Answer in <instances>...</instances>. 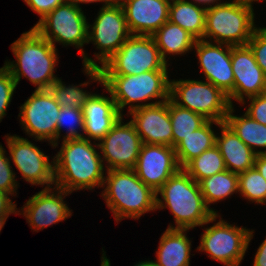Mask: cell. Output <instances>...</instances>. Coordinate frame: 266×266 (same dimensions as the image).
<instances>
[{
    "instance_id": "1",
    "label": "cell",
    "mask_w": 266,
    "mask_h": 266,
    "mask_svg": "<svg viewBox=\"0 0 266 266\" xmlns=\"http://www.w3.org/2000/svg\"><path fill=\"white\" fill-rule=\"evenodd\" d=\"M61 143L60 150L52 158L55 186L70 193L102 188L106 168L98 142L81 138L68 139Z\"/></svg>"
},
{
    "instance_id": "2",
    "label": "cell",
    "mask_w": 266,
    "mask_h": 266,
    "mask_svg": "<svg viewBox=\"0 0 266 266\" xmlns=\"http://www.w3.org/2000/svg\"><path fill=\"white\" fill-rule=\"evenodd\" d=\"M10 50L16 59L6 60L3 66L10 72L17 86L23 77L35 85V90H46L59 79L54 74L59 62L58 49L33 28L22 33L11 44Z\"/></svg>"
},
{
    "instance_id": "3",
    "label": "cell",
    "mask_w": 266,
    "mask_h": 266,
    "mask_svg": "<svg viewBox=\"0 0 266 266\" xmlns=\"http://www.w3.org/2000/svg\"><path fill=\"white\" fill-rule=\"evenodd\" d=\"M168 208L175 226L169 224L167 229L191 230L215 215L206 205L199 183L184 169L171 176L156 192V210Z\"/></svg>"
},
{
    "instance_id": "4",
    "label": "cell",
    "mask_w": 266,
    "mask_h": 266,
    "mask_svg": "<svg viewBox=\"0 0 266 266\" xmlns=\"http://www.w3.org/2000/svg\"><path fill=\"white\" fill-rule=\"evenodd\" d=\"M101 197L116 223L138 220L156 210V192L138 178L133 169L106 170Z\"/></svg>"
},
{
    "instance_id": "5",
    "label": "cell",
    "mask_w": 266,
    "mask_h": 266,
    "mask_svg": "<svg viewBox=\"0 0 266 266\" xmlns=\"http://www.w3.org/2000/svg\"><path fill=\"white\" fill-rule=\"evenodd\" d=\"M168 74L169 71H149L138 75H102V86L110 92L117 109L124 116L127 106L129 113L139 107L167 101L170 98Z\"/></svg>"
},
{
    "instance_id": "6",
    "label": "cell",
    "mask_w": 266,
    "mask_h": 266,
    "mask_svg": "<svg viewBox=\"0 0 266 266\" xmlns=\"http://www.w3.org/2000/svg\"><path fill=\"white\" fill-rule=\"evenodd\" d=\"M254 8L247 0H226L206 9L203 40L231 46H244L252 37Z\"/></svg>"
},
{
    "instance_id": "7",
    "label": "cell",
    "mask_w": 266,
    "mask_h": 266,
    "mask_svg": "<svg viewBox=\"0 0 266 266\" xmlns=\"http://www.w3.org/2000/svg\"><path fill=\"white\" fill-rule=\"evenodd\" d=\"M87 17L82 8L65 2L46 14L32 27L40 36L48 40L55 48L74 46L81 53L83 66L95 67V59L85 53L83 46L88 44Z\"/></svg>"
},
{
    "instance_id": "8",
    "label": "cell",
    "mask_w": 266,
    "mask_h": 266,
    "mask_svg": "<svg viewBox=\"0 0 266 266\" xmlns=\"http://www.w3.org/2000/svg\"><path fill=\"white\" fill-rule=\"evenodd\" d=\"M217 218H220L219 221ZM217 221V222H216ZM215 224H214V223ZM209 223L212 226L204 228ZM198 252H205L212 260L221 262L225 266H240L249 244L254 236V230L247 227L228 223L219 213L203 224Z\"/></svg>"
},
{
    "instance_id": "9",
    "label": "cell",
    "mask_w": 266,
    "mask_h": 266,
    "mask_svg": "<svg viewBox=\"0 0 266 266\" xmlns=\"http://www.w3.org/2000/svg\"><path fill=\"white\" fill-rule=\"evenodd\" d=\"M170 99L178 106L216 122H224L231 107L228 96L220 88L208 81L190 78L170 79Z\"/></svg>"
},
{
    "instance_id": "10",
    "label": "cell",
    "mask_w": 266,
    "mask_h": 266,
    "mask_svg": "<svg viewBox=\"0 0 266 266\" xmlns=\"http://www.w3.org/2000/svg\"><path fill=\"white\" fill-rule=\"evenodd\" d=\"M152 36L131 35L101 67L102 75H138L169 71Z\"/></svg>"
},
{
    "instance_id": "11",
    "label": "cell",
    "mask_w": 266,
    "mask_h": 266,
    "mask_svg": "<svg viewBox=\"0 0 266 266\" xmlns=\"http://www.w3.org/2000/svg\"><path fill=\"white\" fill-rule=\"evenodd\" d=\"M92 22L88 24V44H94L99 50L94 53V57L95 67L100 68L132 34L128 29L124 10L117 0L100 7Z\"/></svg>"
},
{
    "instance_id": "12",
    "label": "cell",
    "mask_w": 266,
    "mask_h": 266,
    "mask_svg": "<svg viewBox=\"0 0 266 266\" xmlns=\"http://www.w3.org/2000/svg\"><path fill=\"white\" fill-rule=\"evenodd\" d=\"M61 106L49 89L35 90L19 107L22 130L35 141L56 143L57 118Z\"/></svg>"
},
{
    "instance_id": "13",
    "label": "cell",
    "mask_w": 266,
    "mask_h": 266,
    "mask_svg": "<svg viewBox=\"0 0 266 266\" xmlns=\"http://www.w3.org/2000/svg\"><path fill=\"white\" fill-rule=\"evenodd\" d=\"M4 138L11 163L22 175V179L31 185L43 186L42 188L55 186L54 160L50 162L49 156L27 138L16 134H7Z\"/></svg>"
},
{
    "instance_id": "14",
    "label": "cell",
    "mask_w": 266,
    "mask_h": 266,
    "mask_svg": "<svg viewBox=\"0 0 266 266\" xmlns=\"http://www.w3.org/2000/svg\"><path fill=\"white\" fill-rule=\"evenodd\" d=\"M123 120L122 115L98 142L106 170L134 169L137 163L143 142L132 122Z\"/></svg>"
},
{
    "instance_id": "15",
    "label": "cell",
    "mask_w": 266,
    "mask_h": 266,
    "mask_svg": "<svg viewBox=\"0 0 266 266\" xmlns=\"http://www.w3.org/2000/svg\"><path fill=\"white\" fill-rule=\"evenodd\" d=\"M69 194L72 193L57 186L43 188L29 197L23 207L17 210V214L26 218L33 232H39L72 216L71 208L64 201Z\"/></svg>"
},
{
    "instance_id": "16",
    "label": "cell",
    "mask_w": 266,
    "mask_h": 266,
    "mask_svg": "<svg viewBox=\"0 0 266 266\" xmlns=\"http://www.w3.org/2000/svg\"><path fill=\"white\" fill-rule=\"evenodd\" d=\"M204 80L220 88L233 103L234 74L231 65V45L196 40L194 48Z\"/></svg>"
},
{
    "instance_id": "17",
    "label": "cell",
    "mask_w": 266,
    "mask_h": 266,
    "mask_svg": "<svg viewBox=\"0 0 266 266\" xmlns=\"http://www.w3.org/2000/svg\"><path fill=\"white\" fill-rule=\"evenodd\" d=\"M173 147L143 143L134 171L154 192L180 170Z\"/></svg>"
},
{
    "instance_id": "18",
    "label": "cell",
    "mask_w": 266,
    "mask_h": 266,
    "mask_svg": "<svg viewBox=\"0 0 266 266\" xmlns=\"http://www.w3.org/2000/svg\"><path fill=\"white\" fill-rule=\"evenodd\" d=\"M231 65L234 74L233 101L266 93V77L248 45L231 46Z\"/></svg>"
},
{
    "instance_id": "19",
    "label": "cell",
    "mask_w": 266,
    "mask_h": 266,
    "mask_svg": "<svg viewBox=\"0 0 266 266\" xmlns=\"http://www.w3.org/2000/svg\"><path fill=\"white\" fill-rule=\"evenodd\" d=\"M127 114V117H132L130 121L143 143L173 147L169 99L159 104L139 107Z\"/></svg>"
},
{
    "instance_id": "20",
    "label": "cell",
    "mask_w": 266,
    "mask_h": 266,
    "mask_svg": "<svg viewBox=\"0 0 266 266\" xmlns=\"http://www.w3.org/2000/svg\"><path fill=\"white\" fill-rule=\"evenodd\" d=\"M132 35L152 36L168 21L171 0H117Z\"/></svg>"
},
{
    "instance_id": "21",
    "label": "cell",
    "mask_w": 266,
    "mask_h": 266,
    "mask_svg": "<svg viewBox=\"0 0 266 266\" xmlns=\"http://www.w3.org/2000/svg\"><path fill=\"white\" fill-rule=\"evenodd\" d=\"M110 95L93 93L83 106L84 135L83 138L99 142L122 116Z\"/></svg>"
},
{
    "instance_id": "22",
    "label": "cell",
    "mask_w": 266,
    "mask_h": 266,
    "mask_svg": "<svg viewBox=\"0 0 266 266\" xmlns=\"http://www.w3.org/2000/svg\"><path fill=\"white\" fill-rule=\"evenodd\" d=\"M216 134V146L224 159L226 169L241 173L254 167L256 154L223 122Z\"/></svg>"
},
{
    "instance_id": "23",
    "label": "cell",
    "mask_w": 266,
    "mask_h": 266,
    "mask_svg": "<svg viewBox=\"0 0 266 266\" xmlns=\"http://www.w3.org/2000/svg\"><path fill=\"white\" fill-rule=\"evenodd\" d=\"M189 230L166 229L160 237L156 251V260H150L156 266H190L191 240Z\"/></svg>"
},
{
    "instance_id": "24",
    "label": "cell",
    "mask_w": 266,
    "mask_h": 266,
    "mask_svg": "<svg viewBox=\"0 0 266 266\" xmlns=\"http://www.w3.org/2000/svg\"><path fill=\"white\" fill-rule=\"evenodd\" d=\"M152 37L167 64L169 62L168 59L171 58L170 56H185V54L191 52L197 40L188 31L170 21L163 24Z\"/></svg>"
},
{
    "instance_id": "25",
    "label": "cell",
    "mask_w": 266,
    "mask_h": 266,
    "mask_svg": "<svg viewBox=\"0 0 266 266\" xmlns=\"http://www.w3.org/2000/svg\"><path fill=\"white\" fill-rule=\"evenodd\" d=\"M222 123L208 120L202 127L191 132L174 147L181 169L216 144L217 132L214 131L213 125L219 127Z\"/></svg>"
},
{
    "instance_id": "26",
    "label": "cell",
    "mask_w": 266,
    "mask_h": 266,
    "mask_svg": "<svg viewBox=\"0 0 266 266\" xmlns=\"http://www.w3.org/2000/svg\"><path fill=\"white\" fill-rule=\"evenodd\" d=\"M83 71V73L88 76L89 80L79 85L69 84L66 86L65 82L60 78L51 84L49 90L61 107L83 109V106L93 93L84 90L82 87L88 86L90 82H97L100 85L102 84V73L100 68L84 66Z\"/></svg>"
},
{
    "instance_id": "27",
    "label": "cell",
    "mask_w": 266,
    "mask_h": 266,
    "mask_svg": "<svg viewBox=\"0 0 266 266\" xmlns=\"http://www.w3.org/2000/svg\"><path fill=\"white\" fill-rule=\"evenodd\" d=\"M234 107L231 105L224 122L256 155L266 154V125L253 120L246 113L241 116L233 114Z\"/></svg>"
},
{
    "instance_id": "28",
    "label": "cell",
    "mask_w": 266,
    "mask_h": 266,
    "mask_svg": "<svg viewBox=\"0 0 266 266\" xmlns=\"http://www.w3.org/2000/svg\"><path fill=\"white\" fill-rule=\"evenodd\" d=\"M206 7L184 0H171L168 21L179 25L197 40H203Z\"/></svg>"
},
{
    "instance_id": "29",
    "label": "cell",
    "mask_w": 266,
    "mask_h": 266,
    "mask_svg": "<svg viewBox=\"0 0 266 266\" xmlns=\"http://www.w3.org/2000/svg\"><path fill=\"white\" fill-rule=\"evenodd\" d=\"M201 193L206 205L217 214L218 211L211 208V204L226 200L234 193H239L238 174L225 170L204 178L199 182Z\"/></svg>"
},
{
    "instance_id": "30",
    "label": "cell",
    "mask_w": 266,
    "mask_h": 266,
    "mask_svg": "<svg viewBox=\"0 0 266 266\" xmlns=\"http://www.w3.org/2000/svg\"><path fill=\"white\" fill-rule=\"evenodd\" d=\"M169 115L171 118L173 148L191 132L202 127L208 120L189 109L183 108L175 104L169 98Z\"/></svg>"
},
{
    "instance_id": "31",
    "label": "cell",
    "mask_w": 266,
    "mask_h": 266,
    "mask_svg": "<svg viewBox=\"0 0 266 266\" xmlns=\"http://www.w3.org/2000/svg\"><path fill=\"white\" fill-rule=\"evenodd\" d=\"M197 183L226 170L224 159L216 145L191 160L183 168Z\"/></svg>"
},
{
    "instance_id": "32",
    "label": "cell",
    "mask_w": 266,
    "mask_h": 266,
    "mask_svg": "<svg viewBox=\"0 0 266 266\" xmlns=\"http://www.w3.org/2000/svg\"><path fill=\"white\" fill-rule=\"evenodd\" d=\"M67 132L61 134L63 129ZM66 134V135H65ZM63 135V137H62ZM84 135V116L83 109H76L71 107H61L57 118L56 129V143L53 145V149L57 148L59 141L62 139H81Z\"/></svg>"
},
{
    "instance_id": "33",
    "label": "cell",
    "mask_w": 266,
    "mask_h": 266,
    "mask_svg": "<svg viewBox=\"0 0 266 266\" xmlns=\"http://www.w3.org/2000/svg\"><path fill=\"white\" fill-rule=\"evenodd\" d=\"M239 195L249 203L266 204V179L255 168L238 174Z\"/></svg>"
},
{
    "instance_id": "34",
    "label": "cell",
    "mask_w": 266,
    "mask_h": 266,
    "mask_svg": "<svg viewBox=\"0 0 266 266\" xmlns=\"http://www.w3.org/2000/svg\"><path fill=\"white\" fill-rule=\"evenodd\" d=\"M11 166L10 156H7L5 148L0 143V190L15 197L20 183H18L16 172Z\"/></svg>"
},
{
    "instance_id": "35",
    "label": "cell",
    "mask_w": 266,
    "mask_h": 266,
    "mask_svg": "<svg viewBox=\"0 0 266 266\" xmlns=\"http://www.w3.org/2000/svg\"><path fill=\"white\" fill-rule=\"evenodd\" d=\"M17 88L15 80L10 72L2 66L0 68V123L7 115V108L11 104L12 97Z\"/></svg>"
},
{
    "instance_id": "36",
    "label": "cell",
    "mask_w": 266,
    "mask_h": 266,
    "mask_svg": "<svg viewBox=\"0 0 266 266\" xmlns=\"http://www.w3.org/2000/svg\"><path fill=\"white\" fill-rule=\"evenodd\" d=\"M247 45L266 77V27H256Z\"/></svg>"
},
{
    "instance_id": "37",
    "label": "cell",
    "mask_w": 266,
    "mask_h": 266,
    "mask_svg": "<svg viewBox=\"0 0 266 266\" xmlns=\"http://www.w3.org/2000/svg\"><path fill=\"white\" fill-rule=\"evenodd\" d=\"M246 101H249V105L245 113L253 120L266 125V93L247 98L241 104L246 105Z\"/></svg>"
},
{
    "instance_id": "38",
    "label": "cell",
    "mask_w": 266,
    "mask_h": 266,
    "mask_svg": "<svg viewBox=\"0 0 266 266\" xmlns=\"http://www.w3.org/2000/svg\"><path fill=\"white\" fill-rule=\"evenodd\" d=\"M30 9L40 16L41 20L46 14L54 10L66 0H23Z\"/></svg>"
},
{
    "instance_id": "39",
    "label": "cell",
    "mask_w": 266,
    "mask_h": 266,
    "mask_svg": "<svg viewBox=\"0 0 266 266\" xmlns=\"http://www.w3.org/2000/svg\"><path fill=\"white\" fill-rule=\"evenodd\" d=\"M11 194L0 190V215L17 214V204L10 198Z\"/></svg>"
},
{
    "instance_id": "40",
    "label": "cell",
    "mask_w": 266,
    "mask_h": 266,
    "mask_svg": "<svg viewBox=\"0 0 266 266\" xmlns=\"http://www.w3.org/2000/svg\"><path fill=\"white\" fill-rule=\"evenodd\" d=\"M253 266H266V238L255 253Z\"/></svg>"
},
{
    "instance_id": "41",
    "label": "cell",
    "mask_w": 266,
    "mask_h": 266,
    "mask_svg": "<svg viewBox=\"0 0 266 266\" xmlns=\"http://www.w3.org/2000/svg\"><path fill=\"white\" fill-rule=\"evenodd\" d=\"M254 167L266 179V154H259L256 156Z\"/></svg>"
},
{
    "instance_id": "42",
    "label": "cell",
    "mask_w": 266,
    "mask_h": 266,
    "mask_svg": "<svg viewBox=\"0 0 266 266\" xmlns=\"http://www.w3.org/2000/svg\"><path fill=\"white\" fill-rule=\"evenodd\" d=\"M115 0H66V2L72 3L77 7L81 8L80 4H90V3H102V6L108 5L112 2H114Z\"/></svg>"
},
{
    "instance_id": "43",
    "label": "cell",
    "mask_w": 266,
    "mask_h": 266,
    "mask_svg": "<svg viewBox=\"0 0 266 266\" xmlns=\"http://www.w3.org/2000/svg\"><path fill=\"white\" fill-rule=\"evenodd\" d=\"M184 1L191 2L193 4H198V5H201V6L208 8L209 6L216 5L220 2H222L223 0H192V1L191 0L190 1L184 0Z\"/></svg>"
},
{
    "instance_id": "44",
    "label": "cell",
    "mask_w": 266,
    "mask_h": 266,
    "mask_svg": "<svg viewBox=\"0 0 266 266\" xmlns=\"http://www.w3.org/2000/svg\"><path fill=\"white\" fill-rule=\"evenodd\" d=\"M134 266H156V265L153 264L150 260H144V261L141 260Z\"/></svg>"
},
{
    "instance_id": "45",
    "label": "cell",
    "mask_w": 266,
    "mask_h": 266,
    "mask_svg": "<svg viewBox=\"0 0 266 266\" xmlns=\"http://www.w3.org/2000/svg\"><path fill=\"white\" fill-rule=\"evenodd\" d=\"M8 217H9V215H0V232H1L2 228L4 227V224H5Z\"/></svg>"
},
{
    "instance_id": "46",
    "label": "cell",
    "mask_w": 266,
    "mask_h": 266,
    "mask_svg": "<svg viewBox=\"0 0 266 266\" xmlns=\"http://www.w3.org/2000/svg\"><path fill=\"white\" fill-rule=\"evenodd\" d=\"M259 1L261 2V1H264V0H247V2L253 7V5H254V3L255 2H258L259 3ZM266 1V0H265Z\"/></svg>"
}]
</instances>
